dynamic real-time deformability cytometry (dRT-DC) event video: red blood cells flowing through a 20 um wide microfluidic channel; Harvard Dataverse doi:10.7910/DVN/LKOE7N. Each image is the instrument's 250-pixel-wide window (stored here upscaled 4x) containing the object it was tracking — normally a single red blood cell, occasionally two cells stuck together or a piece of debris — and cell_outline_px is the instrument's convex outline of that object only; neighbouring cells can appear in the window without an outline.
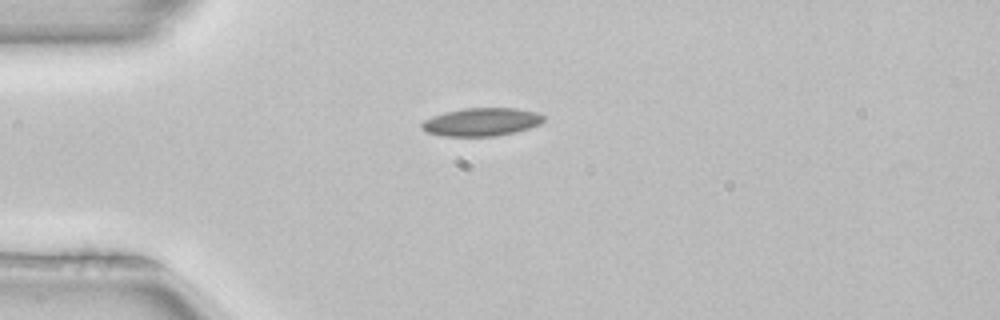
{"species": "common noctule bat (a hibernating species)", "species_latin": "Nyctalus noctula", "temperature_condition": "room temperature", "stored_images_in_passage": 1, "camera_frame_rate_fps": 3000, "um_per_image_px": 0.085, "animal": {"sex": "female", "body_mass_g": 22.7, "forearm_length_mm": 54.2}, "frame": {"image": 1, "passage_image": 1, "time_ms": 0.0, "image_size_px": [1000, 320], "cell_outline_px": [[544, 120], [540, 124], [516, 132], [496, 136], [444, 136], [428, 132], [420, 128], [420, 124], [424, 120], [432, 116], [444, 112], [464, 108], [516, 108], [536, 112], [544, 116]], "centroid_in_image_um": [40.91, 10.36], "position_along_channel_um": 44.1, "area_um2": 20.0}}